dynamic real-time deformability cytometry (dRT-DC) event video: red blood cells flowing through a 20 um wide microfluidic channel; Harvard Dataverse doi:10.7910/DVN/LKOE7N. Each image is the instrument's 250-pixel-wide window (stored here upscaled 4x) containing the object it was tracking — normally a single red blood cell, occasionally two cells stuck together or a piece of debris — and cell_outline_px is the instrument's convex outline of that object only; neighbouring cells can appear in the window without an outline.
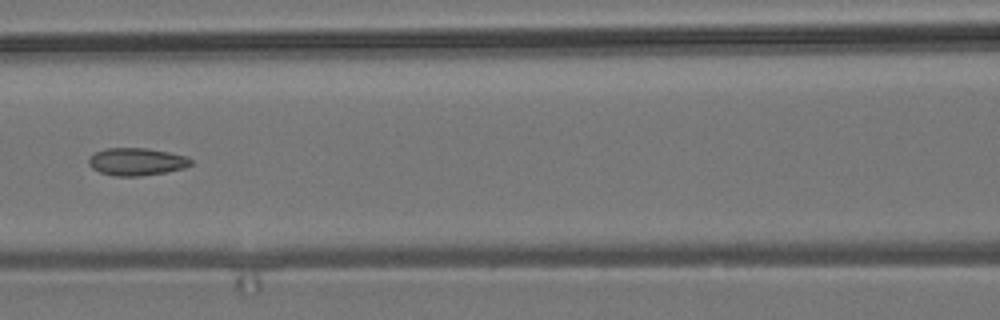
{"species": "common noctule bat (a hibernating species)", "species_latin": "Nyctalus noctula", "temperature_condition": "room temperature", "stored_images_in_passage": 7, "camera_frame_rate_fps": 3000, "um_per_image_px": 0.085, "animal": {"sex": "male", "body_mass_g": 19.2, "forearm_length_mm": 51.8}, "frame": {"image": 1, "passage_image": 7, "time_ms": 7.667, "image_size_px": [1000, 320], "cell_outline_px": [[192, 164], [184, 168], [164, 172], [140, 176], [112, 176], [100, 172], [92, 168], [88, 164], [88, 156], [96, 152], [108, 148], [148, 148], [188, 156], [192, 160]], "centroid_in_image_um": [11.6, 13.74], "position_along_channel_um": 155.0, "area_um2": 16.47}}